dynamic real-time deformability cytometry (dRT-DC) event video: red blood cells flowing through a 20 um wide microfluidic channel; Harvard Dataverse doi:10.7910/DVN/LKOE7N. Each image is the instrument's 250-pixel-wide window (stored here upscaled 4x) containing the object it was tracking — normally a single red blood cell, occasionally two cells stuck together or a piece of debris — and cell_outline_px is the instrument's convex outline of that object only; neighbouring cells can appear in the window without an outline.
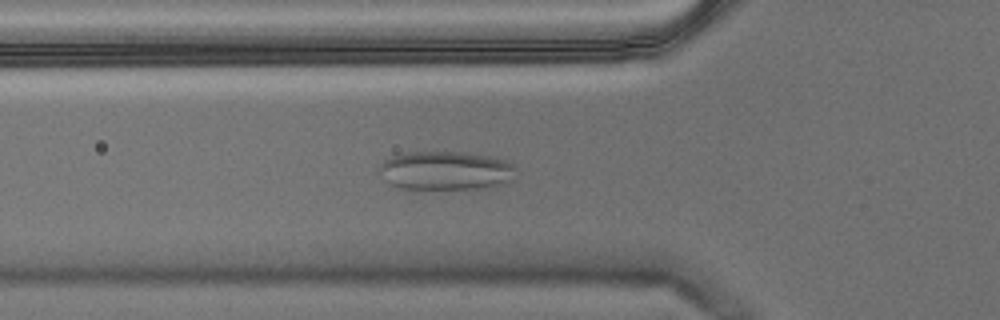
{"species": "Egyptian fruit bat (a non-hibernating species)", "species_latin": "Rousettus aegyptiacus", "temperature_condition": "warm", "stored_images_in_passage": 59, "camera_frame_rate_fps": 3000, "um_per_image_px": 0.085, "animal": {"sex": "male"}, "frame": {"image": 1, "passage_image": 20, "time_ms": 6.333, "image_size_px": [1000, 320], "cell_outline_px": [[516, 168], [508, 180], [500, 184], [484, 188], [400, 188], [384, 180], [376, 172], [376, 168], [384, 160], [400, 152], [460, 152], [488, 156], [508, 160]], "centroid_in_image_um": [37.78, 14.48], "position_along_channel_um": 88.0, "area_um2": 30.75}}
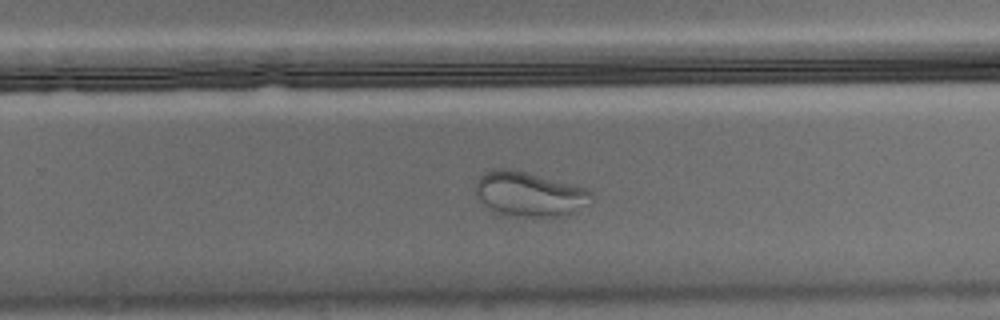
{"frame": {"image": 2, "passage_image": 37, "time_ms": 12.0, "image_size_px": [1000, 320], "cell_outline_px": [[592, 200], [588, 204], [576, 212], [568, 216], [520, 216], [500, 212], [476, 200], [476, 180], [484, 172], [492, 168], [508, 168], [572, 184], [584, 188], [592, 192]], "centroid_in_image_um": [45.0, 16.49], "position_along_channel_um": 284.8, "area_um2": 29.88}}
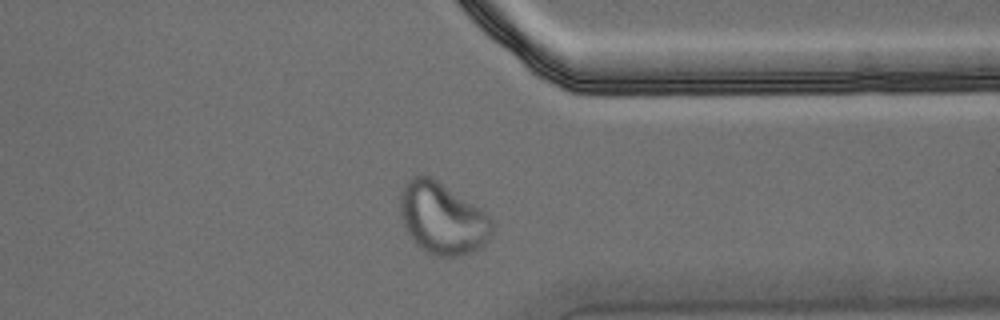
{"frame": {"image": 3, "passage_image": 45, "time_ms": 14.667, "image_size_px": [1000, 320], "cell_outline_px": [[492, 236], [480, 248], [472, 252], [460, 256], [436, 256], [424, 252], [412, 240], [404, 228], [400, 216], [400, 192], [404, 180], [412, 176], [428, 176], [436, 180], [480, 208], [492, 220]], "centroid_in_image_um": [37.56, 18.58], "position_along_channel_um": 373.8, "area_um2": 38.61}}